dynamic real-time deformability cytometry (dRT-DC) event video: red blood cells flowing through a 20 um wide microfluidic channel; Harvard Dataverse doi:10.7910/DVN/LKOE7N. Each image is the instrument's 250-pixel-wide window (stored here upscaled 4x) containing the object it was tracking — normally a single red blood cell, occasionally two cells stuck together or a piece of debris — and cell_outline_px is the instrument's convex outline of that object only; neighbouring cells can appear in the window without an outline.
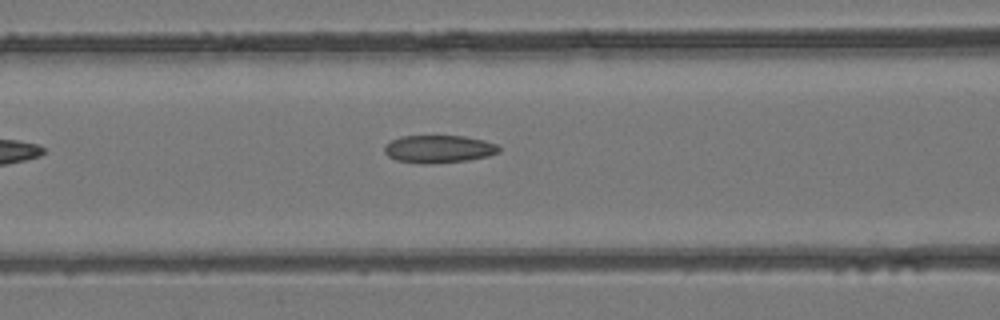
{"species": "common noctule bat (a hibernating species)", "species_latin": "Nyctalus noctula", "temperature_condition": "room temperature", "stored_images_in_passage": 5, "camera_frame_rate_fps": 3000, "um_per_image_px": 0.085, "animal": {"sex": "female", "body_mass_g": 24.6, "forearm_length_mm": 56.2}, "frame": {"image": 1, "passage_image": 5, "time_ms": 1.333, "image_size_px": [1000, 320], "cell_outline_px": [[500, 152], [488, 156], [468, 160], [432, 164], [424, 164], [396, 160], [388, 156], [384, 152], [384, 144], [400, 136], [464, 136], [484, 140], [496, 144], [500, 148]], "centroid_in_image_um": [37.28, 12.67], "position_along_channel_um": 129.3, "area_um2": 18.61}}